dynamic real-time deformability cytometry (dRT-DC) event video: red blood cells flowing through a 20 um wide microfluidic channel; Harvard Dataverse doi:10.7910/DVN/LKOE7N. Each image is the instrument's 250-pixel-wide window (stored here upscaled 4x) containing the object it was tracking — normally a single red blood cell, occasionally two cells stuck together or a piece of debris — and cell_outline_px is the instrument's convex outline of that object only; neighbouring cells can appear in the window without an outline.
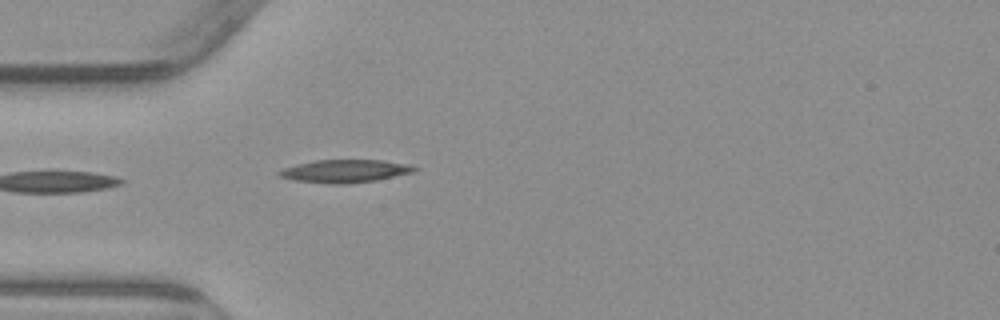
{"species": "common noctule bat (a hibernating species)", "species_latin": "Nyctalus noctula", "temperature_condition": "warm", "stored_images_in_passage": 4, "camera_frame_rate_fps": 3000, "um_per_image_px": 0.085, "animal": {"sex": "male", "body_mass_g": 23.1, "forearm_length_mm": 52.7}, "frame": {"image": 1, "passage_image": 4, "time_ms": 4.0, "image_size_px": [1000, 320], "cell_outline_px": [[420, 168], [416, 172], [376, 180], [348, 184], [328, 184], [292, 180], [280, 176], [276, 172], [284, 168], [296, 164], [316, 160], [384, 160], [412, 164]], "centroid_in_image_um": [29.39, 14.54], "position_along_channel_um": 55.6, "area_um2": 18.38}}